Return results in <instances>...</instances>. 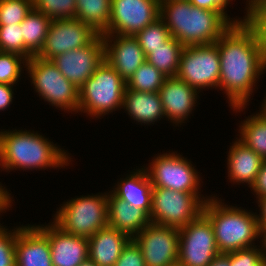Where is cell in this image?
<instances>
[{
    "label": "cell",
    "mask_w": 266,
    "mask_h": 266,
    "mask_svg": "<svg viewBox=\"0 0 266 266\" xmlns=\"http://www.w3.org/2000/svg\"><path fill=\"white\" fill-rule=\"evenodd\" d=\"M215 44L220 58L218 91H223L233 114H245L260 78L266 74L254 32L244 22L235 23Z\"/></svg>",
    "instance_id": "6da1fadb"
},
{
    "label": "cell",
    "mask_w": 266,
    "mask_h": 266,
    "mask_svg": "<svg viewBox=\"0 0 266 266\" xmlns=\"http://www.w3.org/2000/svg\"><path fill=\"white\" fill-rule=\"evenodd\" d=\"M49 139L34 129H0V172L59 171L72 165L68 149Z\"/></svg>",
    "instance_id": "7a4b0ae2"
},
{
    "label": "cell",
    "mask_w": 266,
    "mask_h": 266,
    "mask_svg": "<svg viewBox=\"0 0 266 266\" xmlns=\"http://www.w3.org/2000/svg\"><path fill=\"white\" fill-rule=\"evenodd\" d=\"M245 16L246 12L243 17H230L193 6L188 0H160V18L184 47L216 43L231 25L244 22Z\"/></svg>",
    "instance_id": "3957f363"
},
{
    "label": "cell",
    "mask_w": 266,
    "mask_h": 266,
    "mask_svg": "<svg viewBox=\"0 0 266 266\" xmlns=\"http://www.w3.org/2000/svg\"><path fill=\"white\" fill-rule=\"evenodd\" d=\"M225 202L223 197L221 199L217 194H212L204 203L202 211L214 229L219 253L227 254L264 245L257 213L249 208Z\"/></svg>",
    "instance_id": "277c9868"
},
{
    "label": "cell",
    "mask_w": 266,
    "mask_h": 266,
    "mask_svg": "<svg viewBox=\"0 0 266 266\" xmlns=\"http://www.w3.org/2000/svg\"><path fill=\"white\" fill-rule=\"evenodd\" d=\"M126 87L127 83L104 60L92 77L79 88L78 114L99 120L120 111Z\"/></svg>",
    "instance_id": "5b68a950"
},
{
    "label": "cell",
    "mask_w": 266,
    "mask_h": 266,
    "mask_svg": "<svg viewBox=\"0 0 266 266\" xmlns=\"http://www.w3.org/2000/svg\"><path fill=\"white\" fill-rule=\"evenodd\" d=\"M108 194L109 190L65 200L51 220L68 234L89 238L108 226Z\"/></svg>",
    "instance_id": "8992f818"
},
{
    "label": "cell",
    "mask_w": 266,
    "mask_h": 266,
    "mask_svg": "<svg viewBox=\"0 0 266 266\" xmlns=\"http://www.w3.org/2000/svg\"><path fill=\"white\" fill-rule=\"evenodd\" d=\"M25 75L39 100L64 113H78L79 88L67 80L51 60L31 57L27 60Z\"/></svg>",
    "instance_id": "52a82bcc"
},
{
    "label": "cell",
    "mask_w": 266,
    "mask_h": 266,
    "mask_svg": "<svg viewBox=\"0 0 266 266\" xmlns=\"http://www.w3.org/2000/svg\"><path fill=\"white\" fill-rule=\"evenodd\" d=\"M148 164H143L153 188H167L189 193H203V176L196 163L177 151L155 154ZM195 165V166H194ZM202 191V192H201Z\"/></svg>",
    "instance_id": "ba28073f"
},
{
    "label": "cell",
    "mask_w": 266,
    "mask_h": 266,
    "mask_svg": "<svg viewBox=\"0 0 266 266\" xmlns=\"http://www.w3.org/2000/svg\"><path fill=\"white\" fill-rule=\"evenodd\" d=\"M203 194L153 188L150 223L183 228L202 213L204 203L211 197Z\"/></svg>",
    "instance_id": "9c48e42d"
},
{
    "label": "cell",
    "mask_w": 266,
    "mask_h": 266,
    "mask_svg": "<svg viewBox=\"0 0 266 266\" xmlns=\"http://www.w3.org/2000/svg\"><path fill=\"white\" fill-rule=\"evenodd\" d=\"M176 78L185 81L199 93L216 90L220 80V58L218 46L190 45L181 52Z\"/></svg>",
    "instance_id": "30bf717a"
},
{
    "label": "cell",
    "mask_w": 266,
    "mask_h": 266,
    "mask_svg": "<svg viewBox=\"0 0 266 266\" xmlns=\"http://www.w3.org/2000/svg\"><path fill=\"white\" fill-rule=\"evenodd\" d=\"M218 254L214 229L203 213L179 229L178 263L181 266H208Z\"/></svg>",
    "instance_id": "8fae6325"
},
{
    "label": "cell",
    "mask_w": 266,
    "mask_h": 266,
    "mask_svg": "<svg viewBox=\"0 0 266 266\" xmlns=\"http://www.w3.org/2000/svg\"><path fill=\"white\" fill-rule=\"evenodd\" d=\"M100 34L77 18L51 20L41 51L36 55L45 60L90 45Z\"/></svg>",
    "instance_id": "7c38bea8"
},
{
    "label": "cell",
    "mask_w": 266,
    "mask_h": 266,
    "mask_svg": "<svg viewBox=\"0 0 266 266\" xmlns=\"http://www.w3.org/2000/svg\"><path fill=\"white\" fill-rule=\"evenodd\" d=\"M160 17V0H112L107 30L102 35L135 36Z\"/></svg>",
    "instance_id": "4fadbf2b"
},
{
    "label": "cell",
    "mask_w": 266,
    "mask_h": 266,
    "mask_svg": "<svg viewBox=\"0 0 266 266\" xmlns=\"http://www.w3.org/2000/svg\"><path fill=\"white\" fill-rule=\"evenodd\" d=\"M133 240L140 247L146 266L178 263L179 229L150 223Z\"/></svg>",
    "instance_id": "5bb4252c"
},
{
    "label": "cell",
    "mask_w": 266,
    "mask_h": 266,
    "mask_svg": "<svg viewBox=\"0 0 266 266\" xmlns=\"http://www.w3.org/2000/svg\"><path fill=\"white\" fill-rule=\"evenodd\" d=\"M51 61L67 80L80 88L104 61L102 35H99L90 45L69 50L55 56Z\"/></svg>",
    "instance_id": "9a60e30c"
},
{
    "label": "cell",
    "mask_w": 266,
    "mask_h": 266,
    "mask_svg": "<svg viewBox=\"0 0 266 266\" xmlns=\"http://www.w3.org/2000/svg\"><path fill=\"white\" fill-rule=\"evenodd\" d=\"M158 93L166 121L170 122L173 129L184 126L191 115L194 116L201 96L196 89L176 77H168Z\"/></svg>",
    "instance_id": "2e32d148"
},
{
    "label": "cell",
    "mask_w": 266,
    "mask_h": 266,
    "mask_svg": "<svg viewBox=\"0 0 266 266\" xmlns=\"http://www.w3.org/2000/svg\"><path fill=\"white\" fill-rule=\"evenodd\" d=\"M104 60L107 61L127 83L134 72L146 62V56L134 36L102 35Z\"/></svg>",
    "instance_id": "e0dca14e"
},
{
    "label": "cell",
    "mask_w": 266,
    "mask_h": 266,
    "mask_svg": "<svg viewBox=\"0 0 266 266\" xmlns=\"http://www.w3.org/2000/svg\"><path fill=\"white\" fill-rule=\"evenodd\" d=\"M49 221L36 226L49 239L53 266H79L88 258V238L68 234Z\"/></svg>",
    "instance_id": "ac0fdd59"
},
{
    "label": "cell",
    "mask_w": 266,
    "mask_h": 266,
    "mask_svg": "<svg viewBox=\"0 0 266 266\" xmlns=\"http://www.w3.org/2000/svg\"><path fill=\"white\" fill-rule=\"evenodd\" d=\"M35 224L18 225L16 266H53L49 239Z\"/></svg>",
    "instance_id": "d6986e66"
},
{
    "label": "cell",
    "mask_w": 266,
    "mask_h": 266,
    "mask_svg": "<svg viewBox=\"0 0 266 266\" xmlns=\"http://www.w3.org/2000/svg\"><path fill=\"white\" fill-rule=\"evenodd\" d=\"M138 167V168H137ZM120 175L110 191L133 207L142 209L148 216L152 208V182L143 166Z\"/></svg>",
    "instance_id": "ffe728a7"
},
{
    "label": "cell",
    "mask_w": 266,
    "mask_h": 266,
    "mask_svg": "<svg viewBox=\"0 0 266 266\" xmlns=\"http://www.w3.org/2000/svg\"><path fill=\"white\" fill-rule=\"evenodd\" d=\"M230 143L227 154L226 168L227 179L232 185L251 187L265 161L256 152L247 147L237 137Z\"/></svg>",
    "instance_id": "44dd1931"
},
{
    "label": "cell",
    "mask_w": 266,
    "mask_h": 266,
    "mask_svg": "<svg viewBox=\"0 0 266 266\" xmlns=\"http://www.w3.org/2000/svg\"><path fill=\"white\" fill-rule=\"evenodd\" d=\"M122 110L141 127L145 124V127L153 126L166 120L158 92H140L126 87Z\"/></svg>",
    "instance_id": "7402d4cb"
},
{
    "label": "cell",
    "mask_w": 266,
    "mask_h": 266,
    "mask_svg": "<svg viewBox=\"0 0 266 266\" xmlns=\"http://www.w3.org/2000/svg\"><path fill=\"white\" fill-rule=\"evenodd\" d=\"M131 238L107 226L88 238V257L98 266H114Z\"/></svg>",
    "instance_id": "603a6c76"
},
{
    "label": "cell",
    "mask_w": 266,
    "mask_h": 266,
    "mask_svg": "<svg viewBox=\"0 0 266 266\" xmlns=\"http://www.w3.org/2000/svg\"><path fill=\"white\" fill-rule=\"evenodd\" d=\"M149 224V216L142 209L129 205L109 190L108 226L127 234L133 239Z\"/></svg>",
    "instance_id": "cb8c5ba5"
},
{
    "label": "cell",
    "mask_w": 266,
    "mask_h": 266,
    "mask_svg": "<svg viewBox=\"0 0 266 266\" xmlns=\"http://www.w3.org/2000/svg\"><path fill=\"white\" fill-rule=\"evenodd\" d=\"M50 23L51 19L48 16L32 9L20 24L27 60L41 51Z\"/></svg>",
    "instance_id": "d4e9b609"
},
{
    "label": "cell",
    "mask_w": 266,
    "mask_h": 266,
    "mask_svg": "<svg viewBox=\"0 0 266 266\" xmlns=\"http://www.w3.org/2000/svg\"><path fill=\"white\" fill-rule=\"evenodd\" d=\"M238 124L237 138L266 160V117L255 111Z\"/></svg>",
    "instance_id": "484cf974"
},
{
    "label": "cell",
    "mask_w": 266,
    "mask_h": 266,
    "mask_svg": "<svg viewBox=\"0 0 266 266\" xmlns=\"http://www.w3.org/2000/svg\"><path fill=\"white\" fill-rule=\"evenodd\" d=\"M112 0H76V18L102 35L108 28Z\"/></svg>",
    "instance_id": "4316f807"
},
{
    "label": "cell",
    "mask_w": 266,
    "mask_h": 266,
    "mask_svg": "<svg viewBox=\"0 0 266 266\" xmlns=\"http://www.w3.org/2000/svg\"><path fill=\"white\" fill-rule=\"evenodd\" d=\"M183 49L184 46L170 36L165 41V46L152 49V52L146 57V61L167 77H175Z\"/></svg>",
    "instance_id": "83f0119b"
},
{
    "label": "cell",
    "mask_w": 266,
    "mask_h": 266,
    "mask_svg": "<svg viewBox=\"0 0 266 266\" xmlns=\"http://www.w3.org/2000/svg\"><path fill=\"white\" fill-rule=\"evenodd\" d=\"M168 77L147 61L144 62L127 82V88L140 92H159Z\"/></svg>",
    "instance_id": "f1b7e54d"
},
{
    "label": "cell",
    "mask_w": 266,
    "mask_h": 266,
    "mask_svg": "<svg viewBox=\"0 0 266 266\" xmlns=\"http://www.w3.org/2000/svg\"><path fill=\"white\" fill-rule=\"evenodd\" d=\"M26 63L27 59L19 54L0 51V84L19 87L21 79L26 77L23 75L26 74Z\"/></svg>",
    "instance_id": "f546056e"
},
{
    "label": "cell",
    "mask_w": 266,
    "mask_h": 266,
    "mask_svg": "<svg viewBox=\"0 0 266 266\" xmlns=\"http://www.w3.org/2000/svg\"><path fill=\"white\" fill-rule=\"evenodd\" d=\"M170 32L164 21L159 17L153 23L147 25L134 37L137 39L145 56L147 57L153 48L165 46V41L170 37Z\"/></svg>",
    "instance_id": "4dcf8cb0"
},
{
    "label": "cell",
    "mask_w": 266,
    "mask_h": 266,
    "mask_svg": "<svg viewBox=\"0 0 266 266\" xmlns=\"http://www.w3.org/2000/svg\"><path fill=\"white\" fill-rule=\"evenodd\" d=\"M244 23L254 32L263 63L266 65V2L249 7Z\"/></svg>",
    "instance_id": "1f68e13d"
},
{
    "label": "cell",
    "mask_w": 266,
    "mask_h": 266,
    "mask_svg": "<svg viewBox=\"0 0 266 266\" xmlns=\"http://www.w3.org/2000/svg\"><path fill=\"white\" fill-rule=\"evenodd\" d=\"M33 9L51 20L76 18V0H33Z\"/></svg>",
    "instance_id": "d6a6232c"
},
{
    "label": "cell",
    "mask_w": 266,
    "mask_h": 266,
    "mask_svg": "<svg viewBox=\"0 0 266 266\" xmlns=\"http://www.w3.org/2000/svg\"><path fill=\"white\" fill-rule=\"evenodd\" d=\"M33 9V0H0V26L21 24Z\"/></svg>",
    "instance_id": "836d02e7"
},
{
    "label": "cell",
    "mask_w": 266,
    "mask_h": 266,
    "mask_svg": "<svg viewBox=\"0 0 266 266\" xmlns=\"http://www.w3.org/2000/svg\"><path fill=\"white\" fill-rule=\"evenodd\" d=\"M0 51L25 57V45L20 24L0 26Z\"/></svg>",
    "instance_id": "e575fe53"
},
{
    "label": "cell",
    "mask_w": 266,
    "mask_h": 266,
    "mask_svg": "<svg viewBox=\"0 0 266 266\" xmlns=\"http://www.w3.org/2000/svg\"><path fill=\"white\" fill-rule=\"evenodd\" d=\"M15 225L17 226H9V229L0 223V266H16L15 242L18 224Z\"/></svg>",
    "instance_id": "d590c367"
},
{
    "label": "cell",
    "mask_w": 266,
    "mask_h": 266,
    "mask_svg": "<svg viewBox=\"0 0 266 266\" xmlns=\"http://www.w3.org/2000/svg\"><path fill=\"white\" fill-rule=\"evenodd\" d=\"M265 262L264 245H257L230 253V266H264Z\"/></svg>",
    "instance_id": "8d00e7d4"
},
{
    "label": "cell",
    "mask_w": 266,
    "mask_h": 266,
    "mask_svg": "<svg viewBox=\"0 0 266 266\" xmlns=\"http://www.w3.org/2000/svg\"><path fill=\"white\" fill-rule=\"evenodd\" d=\"M114 266H146L142 251L133 239L123 248Z\"/></svg>",
    "instance_id": "74e56055"
},
{
    "label": "cell",
    "mask_w": 266,
    "mask_h": 266,
    "mask_svg": "<svg viewBox=\"0 0 266 266\" xmlns=\"http://www.w3.org/2000/svg\"><path fill=\"white\" fill-rule=\"evenodd\" d=\"M193 6L228 13L233 0H188ZM236 1V0H234ZM227 9V10H226Z\"/></svg>",
    "instance_id": "f35d334b"
},
{
    "label": "cell",
    "mask_w": 266,
    "mask_h": 266,
    "mask_svg": "<svg viewBox=\"0 0 266 266\" xmlns=\"http://www.w3.org/2000/svg\"><path fill=\"white\" fill-rule=\"evenodd\" d=\"M250 192L254 195L255 200L266 196V160L262 163L255 181L250 187Z\"/></svg>",
    "instance_id": "ab89813d"
},
{
    "label": "cell",
    "mask_w": 266,
    "mask_h": 266,
    "mask_svg": "<svg viewBox=\"0 0 266 266\" xmlns=\"http://www.w3.org/2000/svg\"><path fill=\"white\" fill-rule=\"evenodd\" d=\"M14 87L17 86L0 84V112L6 111L13 104V100L15 99L14 95H16L14 94V90L17 89Z\"/></svg>",
    "instance_id": "60d3db41"
},
{
    "label": "cell",
    "mask_w": 266,
    "mask_h": 266,
    "mask_svg": "<svg viewBox=\"0 0 266 266\" xmlns=\"http://www.w3.org/2000/svg\"><path fill=\"white\" fill-rule=\"evenodd\" d=\"M7 186H4L2 182H0V219L5 213H7L10 209L12 210V206L15 204V198L10 193L11 190H8ZM10 191V192H9ZM1 223V220H0Z\"/></svg>",
    "instance_id": "b9f144b4"
},
{
    "label": "cell",
    "mask_w": 266,
    "mask_h": 266,
    "mask_svg": "<svg viewBox=\"0 0 266 266\" xmlns=\"http://www.w3.org/2000/svg\"><path fill=\"white\" fill-rule=\"evenodd\" d=\"M254 202L256 204H258V208L253 209L254 211H258L257 213V219H258V224H259V228L262 232V234L264 235L266 233V196L257 199L256 201L254 200ZM259 213V214H258Z\"/></svg>",
    "instance_id": "7bdbcfd3"
},
{
    "label": "cell",
    "mask_w": 266,
    "mask_h": 266,
    "mask_svg": "<svg viewBox=\"0 0 266 266\" xmlns=\"http://www.w3.org/2000/svg\"><path fill=\"white\" fill-rule=\"evenodd\" d=\"M208 266H230V253H219Z\"/></svg>",
    "instance_id": "ee69618b"
},
{
    "label": "cell",
    "mask_w": 266,
    "mask_h": 266,
    "mask_svg": "<svg viewBox=\"0 0 266 266\" xmlns=\"http://www.w3.org/2000/svg\"><path fill=\"white\" fill-rule=\"evenodd\" d=\"M264 2H266V0H245L244 3L246 5H244L245 6L244 11H246L249 7H252L260 3H264Z\"/></svg>",
    "instance_id": "f6af8a7d"
},
{
    "label": "cell",
    "mask_w": 266,
    "mask_h": 266,
    "mask_svg": "<svg viewBox=\"0 0 266 266\" xmlns=\"http://www.w3.org/2000/svg\"><path fill=\"white\" fill-rule=\"evenodd\" d=\"M259 107L260 108L257 111H259L263 116L266 117V93H265L263 101Z\"/></svg>",
    "instance_id": "bcb514c9"
},
{
    "label": "cell",
    "mask_w": 266,
    "mask_h": 266,
    "mask_svg": "<svg viewBox=\"0 0 266 266\" xmlns=\"http://www.w3.org/2000/svg\"><path fill=\"white\" fill-rule=\"evenodd\" d=\"M79 266H98L89 257L85 259Z\"/></svg>",
    "instance_id": "7dc6e473"
},
{
    "label": "cell",
    "mask_w": 266,
    "mask_h": 266,
    "mask_svg": "<svg viewBox=\"0 0 266 266\" xmlns=\"http://www.w3.org/2000/svg\"><path fill=\"white\" fill-rule=\"evenodd\" d=\"M263 243L265 246V253H266V233L263 235Z\"/></svg>",
    "instance_id": "c3c4849f"
},
{
    "label": "cell",
    "mask_w": 266,
    "mask_h": 266,
    "mask_svg": "<svg viewBox=\"0 0 266 266\" xmlns=\"http://www.w3.org/2000/svg\"><path fill=\"white\" fill-rule=\"evenodd\" d=\"M172 266H181L179 263L175 264V265H172Z\"/></svg>",
    "instance_id": "681fc988"
}]
</instances>
